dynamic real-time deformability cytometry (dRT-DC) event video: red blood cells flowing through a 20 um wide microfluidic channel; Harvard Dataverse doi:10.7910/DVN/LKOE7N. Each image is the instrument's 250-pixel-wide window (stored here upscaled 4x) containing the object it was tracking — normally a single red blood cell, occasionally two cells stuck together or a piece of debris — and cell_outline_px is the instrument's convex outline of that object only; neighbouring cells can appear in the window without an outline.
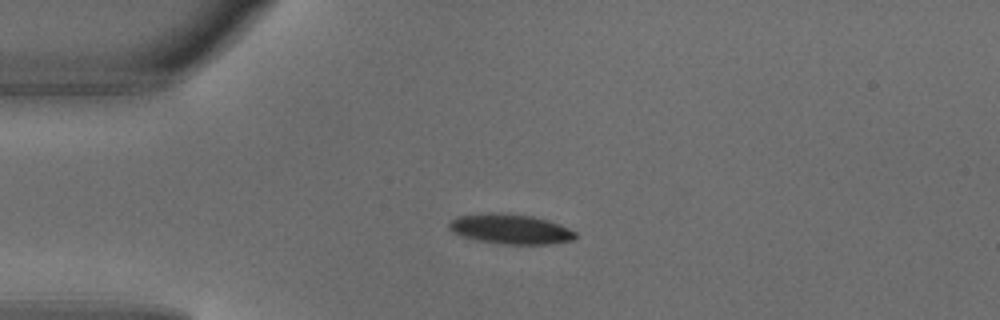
{"species": "common noctule bat (a hibernating species)", "species_latin": "Nyctalus noctula", "temperature_condition": "warm", "stored_images_in_passage": 5, "camera_frame_rate_fps": 3000, "um_per_image_px": 0.085, "animal": {"sex": "male", "body_mass_g": 18.8}, "frame": {"image": 1, "passage_image": 2, "time_ms": 0.333, "image_size_px": [1000, 320], "cell_outline_px": [[576, 236], [572, 240], [548, 244], [500, 244], [480, 240], [464, 236], [452, 232], [448, 228], [448, 224], [456, 216], [488, 212], [492, 212], [532, 216], [548, 220], [560, 224], [576, 232]], "centroid_in_image_um": [43.38, 19.46], "position_along_channel_um": 41.6, "area_um2": 21.91}}
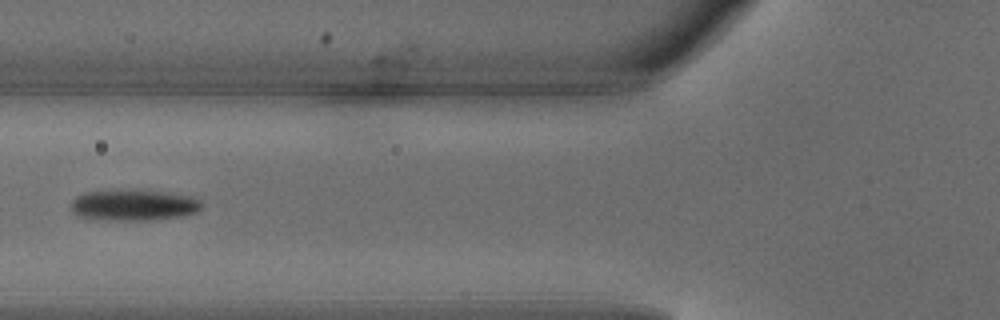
{"frame": {"image": 2, "passage_image": 4, "time_ms": 1.0, "image_size_px": [1000, 320], "cell_outline_px": [[204, 204], [196, 212], [184, 216], [148, 220], [104, 220], [80, 216], [72, 212], [72, 200], [76, 196], [84, 192], [160, 192], [196, 196]], "centroid_in_image_um": [11.42, 17.47], "position_along_channel_um": 114.4, "area_um2": 23.0}}
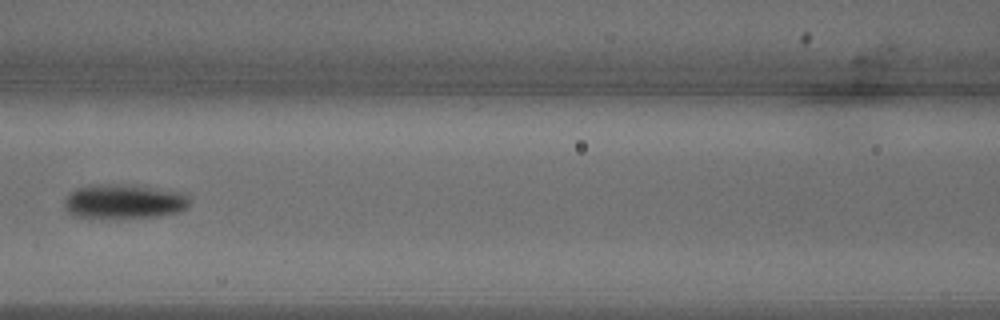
{"frame": {"image": 3, "passage_image": 5, "time_ms": 1.333, "image_size_px": [1000, 320], "cell_outline_px": [[192, 200], [188, 208], [180, 212], [160, 216], [92, 220], [72, 216], [68, 212], [64, 204], [64, 200], [76, 188], [88, 184], [140, 184], [184, 192]], "centroid_in_image_um": [10.57, 17.13], "position_along_channel_um": 156.0, "area_um2": 26.59}}